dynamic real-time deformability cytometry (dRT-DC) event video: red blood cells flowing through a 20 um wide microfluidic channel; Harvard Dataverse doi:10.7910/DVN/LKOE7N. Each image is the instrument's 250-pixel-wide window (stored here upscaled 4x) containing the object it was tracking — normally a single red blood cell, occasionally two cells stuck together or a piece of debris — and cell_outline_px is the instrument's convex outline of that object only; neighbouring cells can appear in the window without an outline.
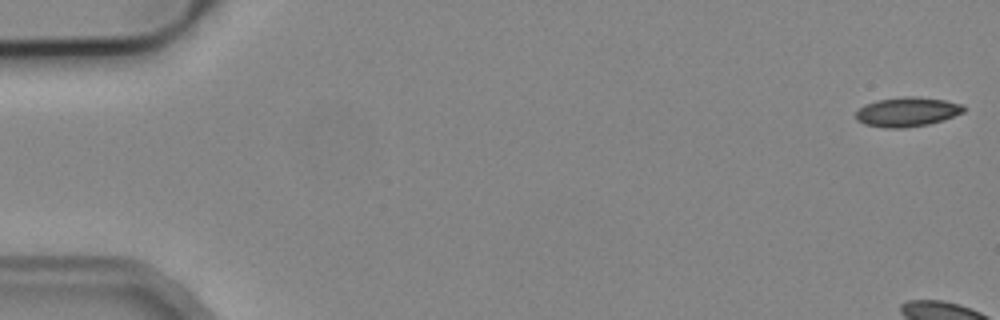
{"species": "common noctule bat (a hibernating species)", "species_latin": "Nyctalus noctula", "temperature_condition": "cold", "stored_images_in_passage": 5, "camera_frame_rate_fps": 3000, "um_per_image_px": 0.085, "animal": {"sex": "male", "body_mass_g": 19.2, "forearm_length_mm": 51.8}, "frame": {"image": 1, "passage_image": 1, "time_ms": 0.0, "image_size_px": [1000, 320], "cell_outline_px": [[964, 112], [944, 120], [928, 124], [904, 128], [884, 128], [864, 124], [856, 120], [856, 112], [864, 104], [876, 100], [904, 96], [916, 96], [944, 100], [964, 104]], "centroid_in_image_um": [77.1, 9.51], "position_along_channel_um": 7.9, "area_um2": 18.67}}